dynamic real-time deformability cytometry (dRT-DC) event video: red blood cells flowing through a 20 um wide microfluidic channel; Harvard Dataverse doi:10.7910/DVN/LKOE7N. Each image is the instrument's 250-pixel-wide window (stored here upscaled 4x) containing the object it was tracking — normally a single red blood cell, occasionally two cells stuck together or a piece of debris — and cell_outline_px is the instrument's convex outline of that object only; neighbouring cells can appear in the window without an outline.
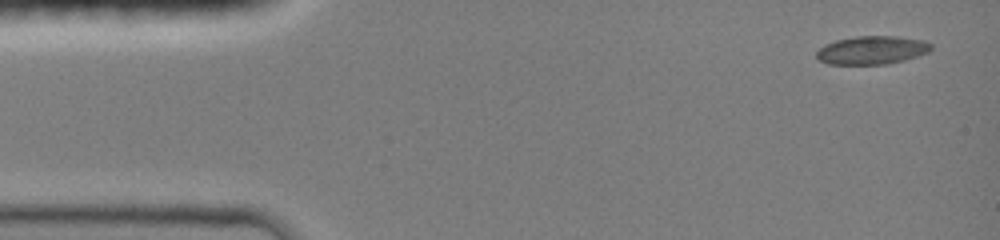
{"species": "common noctule bat (a hibernating species)", "species_latin": "Nyctalus noctula", "temperature_condition": "room temperature", "stored_images_in_passage": 6, "camera_frame_rate_fps": 3000, "um_per_image_px": 0.085, "animal": {"sex": "female", "body_mass_g": 19.0, "forearm_length_mm": 51.5}, "frame": {"image": 1, "passage_image": 1, "time_ms": 0.0, "image_size_px": [1000, 240], "cell_outline_px": [[932, 48], [928, 52], [904, 60], [884, 64], [828, 64], [820, 60], [816, 56], [816, 52], [824, 44], [836, 40], [856, 36], [896, 36], [924, 40], [932, 44]], "centroid_in_image_um": [74.11, 4.25], "position_along_channel_um": 10.9, "area_um2": 18.84}}